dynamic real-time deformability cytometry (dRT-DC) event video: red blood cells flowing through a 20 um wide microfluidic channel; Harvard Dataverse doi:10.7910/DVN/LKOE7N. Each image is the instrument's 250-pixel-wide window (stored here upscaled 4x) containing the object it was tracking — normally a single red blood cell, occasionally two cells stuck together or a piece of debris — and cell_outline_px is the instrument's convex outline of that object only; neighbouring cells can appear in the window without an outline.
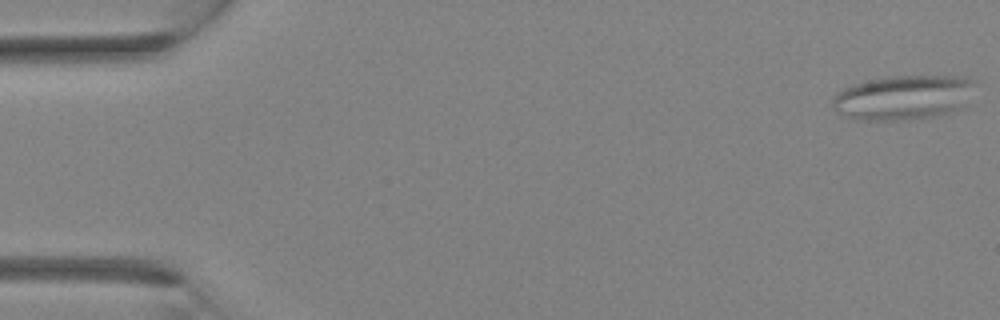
{"species": "Egyptian fruit bat (a non-hibernating species)", "species_latin": "Rousettus aegyptiacus", "temperature_condition": "room temperature", "stored_images_in_passage": 7, "camera_frame_rate_fps": 3000, "um_per_image_px": 0.085, "animal": {"sex": "female"}, "frame": {"image": 1, "passage_image": 1, "time_ms": 0.0, "image_size_px": [1000, 320], "cell_outline_px": [[976, 80], [968, 104], [960, 108], [948, 112], [932, 116], [900, 120], [856, 120], [832, 108], [832, 100], [836, 92], [852, 84], [868, 80], [888, 76], [968, 76]], "centroid_in_image_um": [76.81, 8.26], "position_along_channel_um": 8.2, "area_um2": 37.22}}